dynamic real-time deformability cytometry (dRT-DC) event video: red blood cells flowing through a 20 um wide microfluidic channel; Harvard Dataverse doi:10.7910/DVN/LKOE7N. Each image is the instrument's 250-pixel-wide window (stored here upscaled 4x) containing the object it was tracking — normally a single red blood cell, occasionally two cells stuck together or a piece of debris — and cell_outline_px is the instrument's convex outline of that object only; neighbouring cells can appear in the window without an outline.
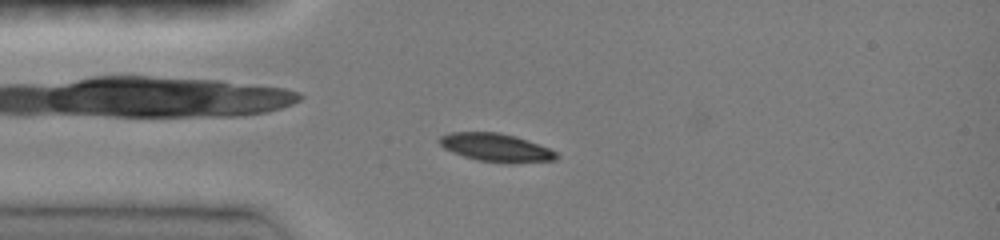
{"species": "common noctule bat (a hibernating species)", "species_latin": "Nyctalus noctula", "temperature_condition": "room temperature", "stored_images_in_passage": 12, "camera_frame_rate_fps": 3000, "um_per_image_px": 0.085, "animal": {"sex": "female", "body_mass_g": 19.0, "forearm_length_mm": 51.5}, "frame": {"image": 1, "passage_image": 10, "time_ms": 3.0, "image_size_px": [1000, 240], "cell_outline_px": [[560, 156], [556, 160], [508, 164], [476, 160], [452, 152], [444, 148], [436, 140], [440, 136], [448, 132], [496, 132], [516, 136], [548, 148], [556, 152]], "centroid_in_image_um": [42.14, 12.55], "position_along_channel_um": 42.9, "area_um2": 19.42}}